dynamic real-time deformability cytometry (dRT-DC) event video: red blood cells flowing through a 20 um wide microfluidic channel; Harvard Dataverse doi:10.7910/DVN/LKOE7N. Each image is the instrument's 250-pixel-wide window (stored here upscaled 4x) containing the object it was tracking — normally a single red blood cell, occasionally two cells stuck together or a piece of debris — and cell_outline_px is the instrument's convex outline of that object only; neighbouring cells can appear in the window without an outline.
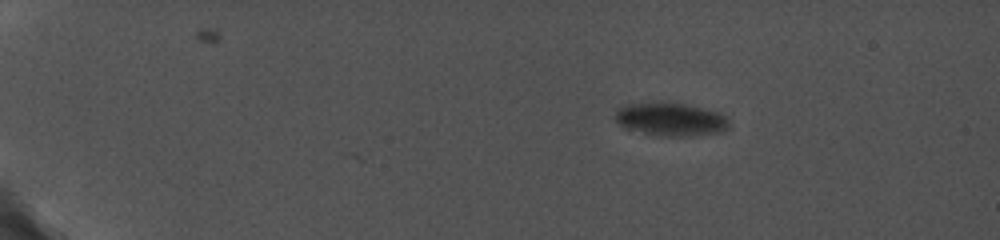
{"species": "common noctule bat (a hibernating species)", "species_latin": "Nyctalus noctula", "temperature_condition": "cold", "stored_images_in_passage": 3, "camera_frame_rate_fps": 5000, "um_per_image_px": 0.085, "animal": {"sex": "female", "body_mass_g": 19.0, "forearm_length_mm": 56.7}, "frame": {"image": 1, "passage_image": 1, "time_ms": 0.0, "image_size_px": [1000, 240], "cell_outline_px": [[728, 128], [724, 132], [696, 136], [660, 136], [624, 128], [616, 120], [616, 112], [620, 108], [628, 104], [652, 100], [684, 104], [720, 112], [728, 116]], "centroid_in_image_um": [57.05, 10.13], "position_along_channel_um": 28.0, "area_um2": 22.48}}